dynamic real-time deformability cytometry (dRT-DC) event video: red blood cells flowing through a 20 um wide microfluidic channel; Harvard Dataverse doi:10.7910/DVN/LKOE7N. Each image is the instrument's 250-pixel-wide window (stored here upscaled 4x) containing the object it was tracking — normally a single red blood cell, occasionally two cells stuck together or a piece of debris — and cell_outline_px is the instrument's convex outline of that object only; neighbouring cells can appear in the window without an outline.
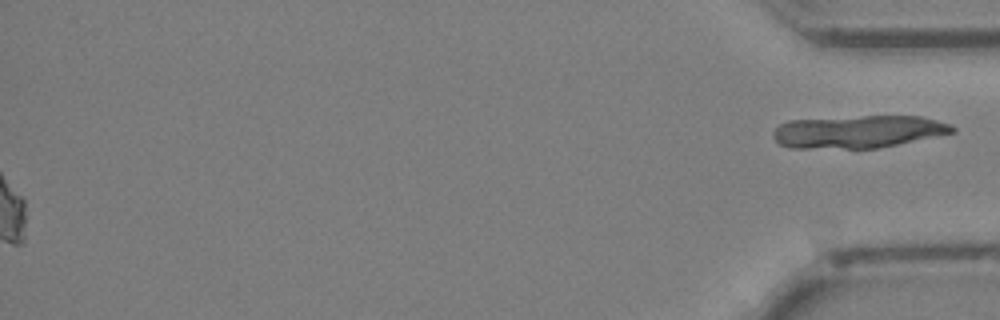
{"species": "Egyptian fruit bat (a non-hibernating species)", "species_latin": "Rousettus aegyptiacus", "temperature_condition": "cold", "stored_images_in_passage": 31, "segment_of_instrument_passage": [2, 2], "camera_frame_rate_fps": 3000, "um_per_image_px": 0.085, "animal": {"sex": "female"}, "frame": {"image": 1, "passage_image": 31, "time_ms": 10.0, "image_size_px": [1000, 320], "cell_outline_px": [[956, 132], [876, 148], [792, 148], [780, 144], [772, 136], [772, 132], [780, 124], [788, 120], [864, 116], [924, 116], [952, 124], [956, 128]], "centroid_in_image_um": [72.96, 11.18], "position_along_channel_um": 362.2, "area_um2": 34.04}}